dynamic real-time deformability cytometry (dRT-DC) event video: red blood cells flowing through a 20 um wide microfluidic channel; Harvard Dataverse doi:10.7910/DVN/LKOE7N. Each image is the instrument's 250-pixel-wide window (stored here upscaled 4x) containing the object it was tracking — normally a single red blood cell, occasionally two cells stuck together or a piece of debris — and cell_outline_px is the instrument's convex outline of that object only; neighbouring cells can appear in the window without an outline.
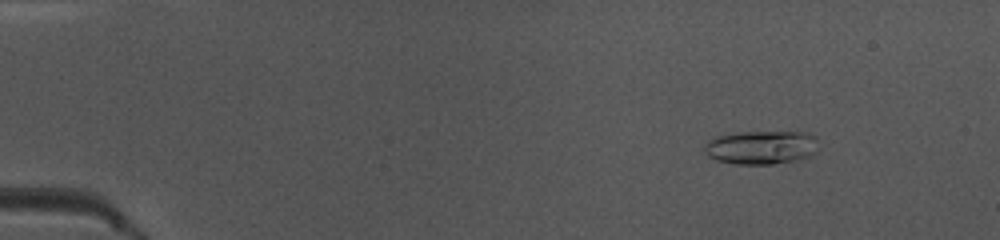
{"species": "common noctule bat (a hibernating species)", "species_latin": "Nyctalus noctula", "temperature_condition": "warm", "stored_images_in_passage": 50, "camera_frame_rate_fps": 3000, "um_per_image_px": 0.085, "animal": {"sex": "female", "body_mass_g": 10.0, "forearm_length_mm": 53.1}, "frame": {"image": 1, "passage_image": 7, "time_ms": 2.0, "image_size_px": [1000, 240], "cell_outline_px": [[816, 152], [808, 156], [796, 160], [772, 164], [736, 164], [716, 160], [708, 156], [704, 152], [704, 144], [712, 136], [736, 132], [808, 132], [816, 136]], "centroid_in_image_um": [64.65, 12.51], "position_along_channel_um": 20.4, "area_um2": 22.6}}
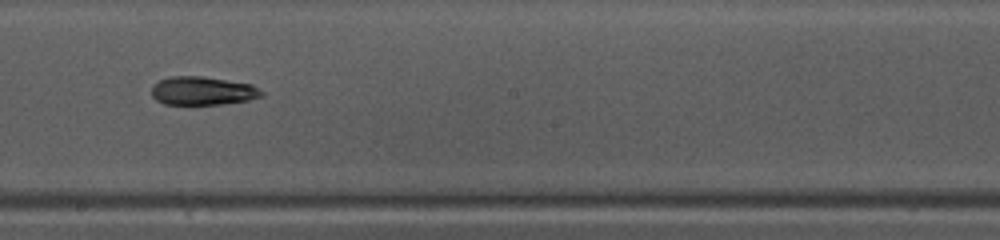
{"frame": {"image": 2, "passage_image": 29, "time_ms": 9.333, "image_size_px": [1000, 240], "cell_outline_px": [[264, 92], [260, 96], [248, 100], [224, 104], [164, 104], [156, 100], [152, 96], [152, 84], [168, 76], [200, 76], [252, 84]], "centroid_in_image_um": [17.19, 7.72], "position_along_channel_um": 231.0, "area_um2": 18.21}}
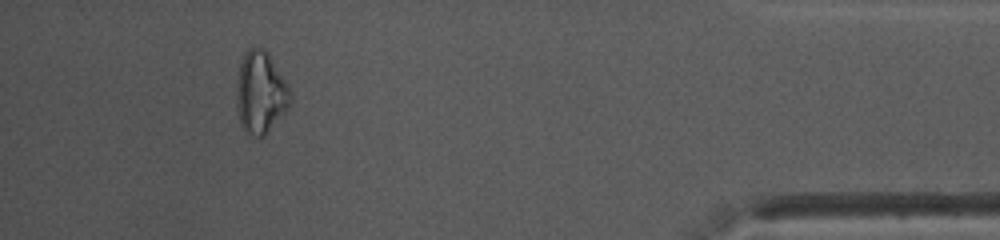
{"frame": {"image": 3, "passage_image": 46, "time_ms": 15.0, "image_size_px": [1000, 240], "cell_outline_px": [[292, 96], [288, 108], [268, 132], [264, 136], [256, 136], [244, 132], [240, 124], [236, 104], [236, 80], [240, 60], [244, 52], [252, 44], [264, 48], [268, 52], [288, 84], [292, 92]], "centroid_in_image_um": [22.13, 7.81], "position_along_channel_um": 413.1, "area_um2": 26.41}, "authors_computed_cell_mechanics": {"area_um2": 19.2474, "velocity_mm_per_s": 4.092, "shape_relaxation_time_tau1_ms": null, "shape_relaxation_time_tau2_ms": 4.3903, "deformation_change_tau1": null, "deformation_change_tau2": 0.1179}}